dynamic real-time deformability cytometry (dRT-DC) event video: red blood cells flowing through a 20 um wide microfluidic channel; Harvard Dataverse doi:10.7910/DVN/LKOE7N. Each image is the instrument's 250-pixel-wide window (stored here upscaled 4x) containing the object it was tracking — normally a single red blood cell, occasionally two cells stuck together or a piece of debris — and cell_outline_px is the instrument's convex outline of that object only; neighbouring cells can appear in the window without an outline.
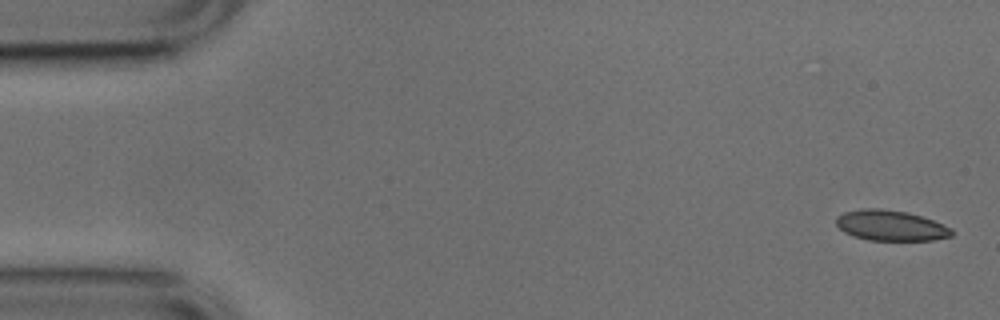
{"species": "common noctule bat (a hibernating species)", "species_latin": "Nyctalus noctula", "temperature_condition": "cold", "stored_images_in_passage": 4, "camera_frame_rate_fps": 3000, "um_per_image_px": 0.085, "animal": {"sex": "male", "body_mass_g": 17.9, "forearm_length_mm": 54.2}, "frame": {"image": 1, "passage_image": 1, "time_ms": 0.0, "image_size_px": [1000, 320], "cell_outline_px": [[956, 232], [952, 236], [932, 240], [868, 240], [852, 236], [844, 232], [836, 224], [836, 216], [844, 212], [860, 208], [880, 208], [908, 212], [932, 220], [952, 228]], "centroid_in_image_um": [75.7, 19.16], "position_along_channel_um": 9.3, "area_um2": 20.69}}
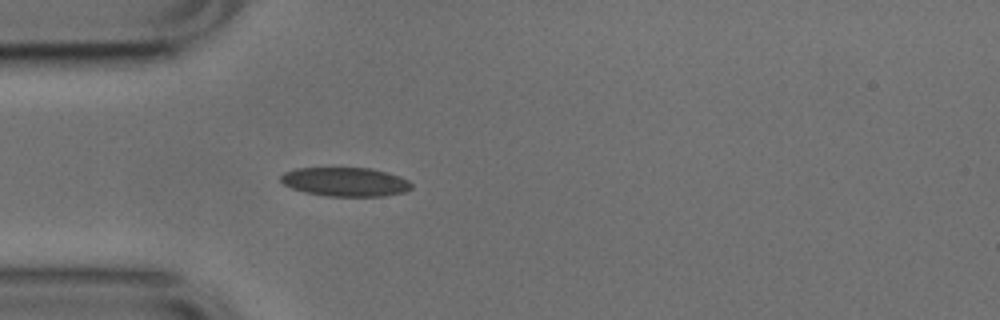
{"frame": {"image": 2, "passage_image": 4, "time_ms": 1.0, "image_size_px": [1000, 320], "cell_outline_px": [[412, 188], [404, 192], [384, 196], [328, 196], [304, 192], [292, 188], [284, 184], [280, 180], [280, 176], [284, 172], [296, 168], [372, 168], [400, 176], [408, 180], [412, 184]], "centroid_in_image_um": [29.35, 15.45], "position_along_channel_um": 55.6, "area_um2": 22.08}}